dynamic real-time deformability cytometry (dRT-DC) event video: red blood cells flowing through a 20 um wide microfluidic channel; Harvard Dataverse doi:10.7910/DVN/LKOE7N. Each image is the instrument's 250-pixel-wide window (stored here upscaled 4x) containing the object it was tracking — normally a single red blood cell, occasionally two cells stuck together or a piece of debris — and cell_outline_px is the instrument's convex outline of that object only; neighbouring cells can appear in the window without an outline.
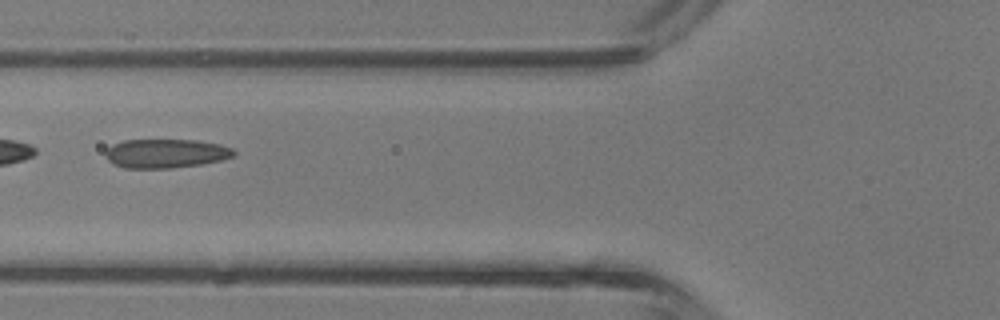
{"species": "common noctule bat (a hibernating species)", "species_latin": "Nyctalus noctula", "temperature_condition": "room temperature", "stored_images_in_passage": 3, "camera_frame_rate_fps": 3000, "um_per_image_px": 0.085, "animal": {"sex": "male", "body_mass_g": 13.3}, "frame": {"image": 1, "passage_image": 3, "time_ms": 0.667, "image_size_px": [1000, 320], "cell_outline_px": [[236, 156], [220, 160], [200, 164], [172, 168], [124, 168], [112, 164], [104, 156], [104, 152], [112, 144], [124, 140], [196, 140], [220, 144], [232, 148], [236, 152]], "centroid_in_image_um": [14.07, 13.04], "position_along_channel_um": 111.7, "area_um2": 21.85}}